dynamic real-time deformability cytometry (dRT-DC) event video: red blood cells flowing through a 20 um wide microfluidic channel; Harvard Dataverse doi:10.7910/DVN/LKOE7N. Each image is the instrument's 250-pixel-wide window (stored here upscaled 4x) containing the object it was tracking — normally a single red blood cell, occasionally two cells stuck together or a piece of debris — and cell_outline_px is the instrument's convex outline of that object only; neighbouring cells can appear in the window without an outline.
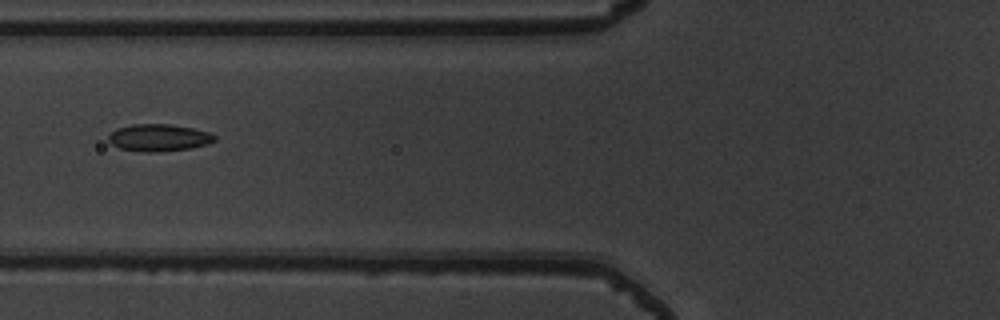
{"species": "common noctule bat (a hibernating species)", "species_latin": "Nyctalus noctula", "temperature_condition": "warm", "stored_images_in_passage": 7, "camera_frame_rate_fps": 3000, "um_per_image_px": 0.085, "animal": {"sex": "male", "body_mass_g": 19.5, "forearm_length_mm": 54.6}, "frame": {"image": 1, "passage_image": 6, "time_ms": 1.667, "image_size_px": [1000, 320], "cell_outline_px": [[216, 140], [208, 144], [192, 148], [160, 152], [140, 152], [120, 148], [112, 144], [108, 140], [108, 136], [116, 128], [132, 124], [168, 124], [192, 128], [208, 132], [216, 136]], "centroid_in_image_um": [13.5, 11.71], "position_along_channel_um": 112.3, "area_um2": 16.88}}
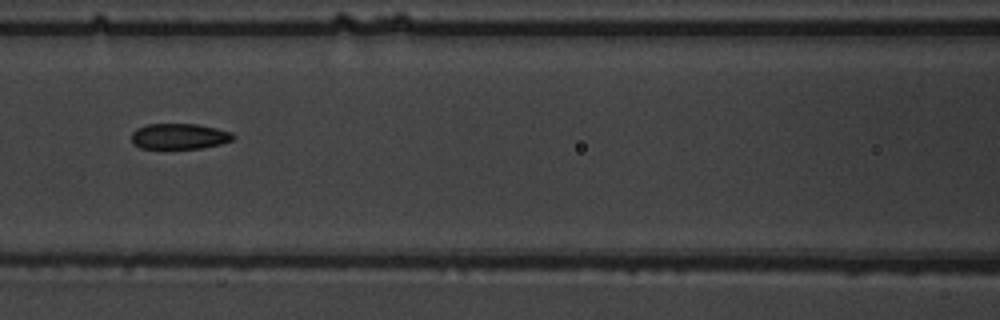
{"frame": {"image": 2, "passage_image": 7, "time_ms": 2.0, "image_size_px": [1000, 320], "cell_outline_px": [[236, 136], [232, 140], [220, 144], [200, 148], [140, 148], [132, 140], [132, 132], [136, 128], [144, 124], [196, 124], [216, 128], [232, 132]], "centroid_in_image_um": [15.25, 11.57], "position_along_channel_um": 151.4, "area_um2": 15.14}}